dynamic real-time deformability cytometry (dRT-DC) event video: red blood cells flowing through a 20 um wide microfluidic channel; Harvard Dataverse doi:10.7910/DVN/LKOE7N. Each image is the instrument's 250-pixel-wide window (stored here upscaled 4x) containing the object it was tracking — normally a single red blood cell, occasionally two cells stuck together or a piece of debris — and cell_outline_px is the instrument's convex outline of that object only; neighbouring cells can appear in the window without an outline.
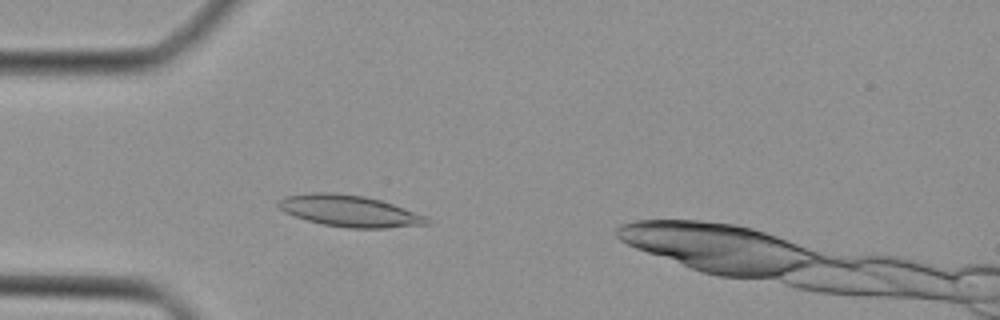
{"species": "Egyptian fruit bat (a non-hibernating species)", "species_latin": "Rousettus aegyptiacus", "temperature_condition": "cold", "stored_images_in_passage": 44, "camera_frame_rate_fps": 3000, "um_per_image_px": 0.085, "animal": {"sex": "female"}, "frame": {"image": 1, "passage_image": 13, "time_ms": 4.0, "image_size_px": [1000, 320], "cell_outline_px": [[432, 224], [384, 228], [348, 228], [324, 224], [308, 220], [284, 212], [276, 204], [284, 196], [312, 192], [332, 192], [364, 196], [380, 200], [392, 204], [424, 216], [432, 220]], "centroid_in_image_um": [29.7, 17.93], "position_along_channel_um": 55.3, "area_um2": 27.05}}
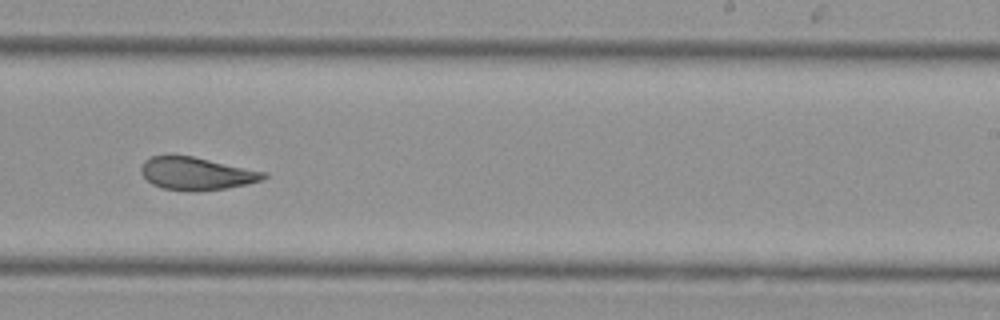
{"frame": {"image": 2, "passage_image": 28, "time_ms": 9.0, "image_size_px": [1000, 320], "cell_outline_px": [[268, 176], [264, 180], [248, 184], [224, 188], [160, 188], [152, 184], [140, 172], [140, 168], [144, 160], [152, 156], [192, 156], [268, 172]], "centroid_in_image_um": [16.74, 14.71], "position_along_channel_um": 272.3, "area_um2": 22.54}}
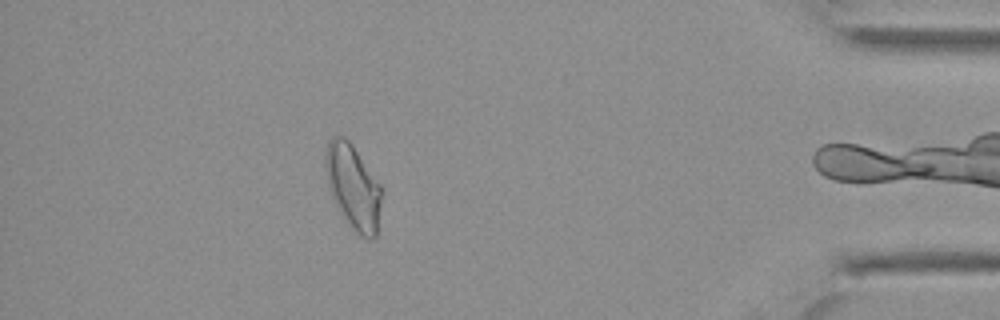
{"frame": {"image": 3, "passage_image": 40, "time_ms": 13.0, "image_size_px": [1000, 320], "cell_outline_px": [[384, 192], [376, 236], [372, 240], [368, 240], [360, 236], [352, 228], [336, 204], [332, 196], [328, 184], [324, 168], [324, 156], [328, 140], [332, 136], [344, 136], [352, 144], [380, 184]], "centroid_in_image_um": [30.03, 15.87], "position_along_channel_um": 405.2, "area_um2": 27.92}}